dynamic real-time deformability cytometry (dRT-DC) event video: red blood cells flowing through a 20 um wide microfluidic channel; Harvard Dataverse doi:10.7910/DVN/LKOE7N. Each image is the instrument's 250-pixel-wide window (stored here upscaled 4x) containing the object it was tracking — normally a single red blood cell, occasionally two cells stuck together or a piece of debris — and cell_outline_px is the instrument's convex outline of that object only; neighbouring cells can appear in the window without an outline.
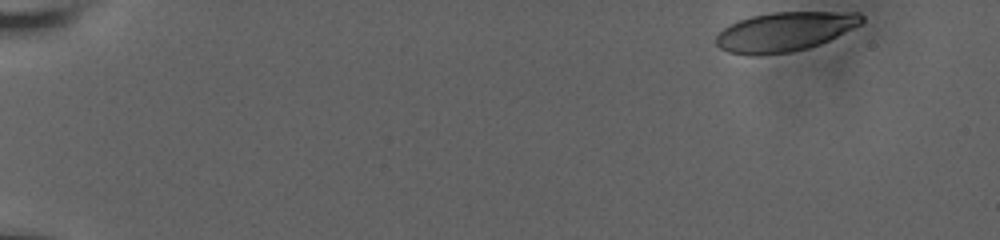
{"species": "human", "species_latin": "Homo sapiens", "temperature_condition": "room temperature", "stored_images_in_passage": 52, "camera_frame_rate_fps": 3000, "um_per_image_px": 0.085, "donor": {"sex": "male"}, "frame": {"image": 1, "passage_image": 1, "time_ms": 0.0, "image_size_px": [1000, 240], "cell_outline_px": [[864, 20], [860, 24], [820, 44], [808, 48], [792, 52], [760, 56], [748, 56], [728, 52], [720, 48], [716, 44], [716, 36], [724, 28], [740, 20], [752, 16], [772, 12], [860, 12], [864, 16]], "centroid_in_image_um": [66.69, 2.71], "position_along_channel_um": 18.3, "area_um2": 33.35}}
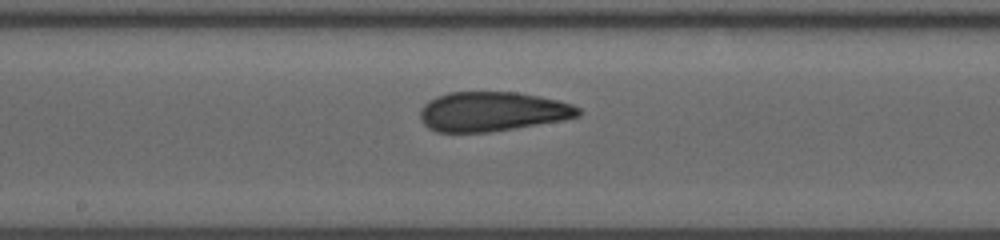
{"frame": {"image": 2, "passage_image": 28, "time_ms": 9.0, "image_size_px": [1000, 240], "cell_outline_px": [[584, 112], [580, 116], [564, 120], [488, 132], [436, 132], [428, 128], [420, 120], [420, 108], [428, 100], [436, 96], [448, 92], [516, 92], [540, 96], [560, 100], [572, 104], [580, 108]], "centroid_in_image_um": [41.85, 9.47], "position_along_channel_um": 206.3, "area_um2": 36.76}}
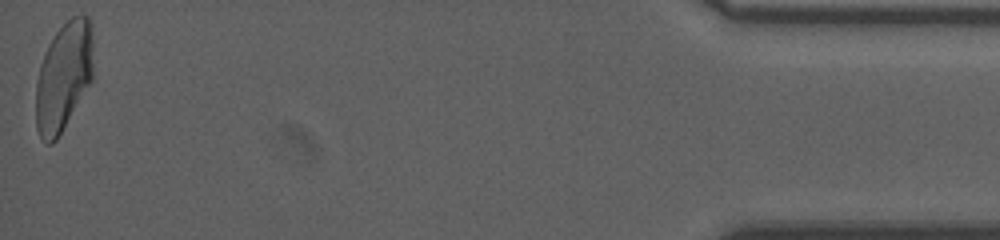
{"frame": {"image": 3, "passage_image": 52, "time_ms": 17.0, "image_size_px": [1000, 240], "cell_outline_px": [[92, 80], [56, 140], [52, 144], [48, 144], [40, 136], [36, 128], [36, 80], [40, 64], [44, 52], [48, 44], [56, 32], [72, 16], [88, 16], [92, 24]], "centroid_in_image_um": [5.39, 6.49], "position_along_channel_um": 429.8, "area_um2": 36.24}, "authors_computed_cell_mechanics": {"area_um2": 36.1539, "velocity_mm_per_s": 3.8271, "shape_relaxation_time_tau1_ms": null, "shape_relaxation_time_tau2_ms": 1.5131, "deformation_change_tau1": null, "deformation_change_tau2": 0.0688}}